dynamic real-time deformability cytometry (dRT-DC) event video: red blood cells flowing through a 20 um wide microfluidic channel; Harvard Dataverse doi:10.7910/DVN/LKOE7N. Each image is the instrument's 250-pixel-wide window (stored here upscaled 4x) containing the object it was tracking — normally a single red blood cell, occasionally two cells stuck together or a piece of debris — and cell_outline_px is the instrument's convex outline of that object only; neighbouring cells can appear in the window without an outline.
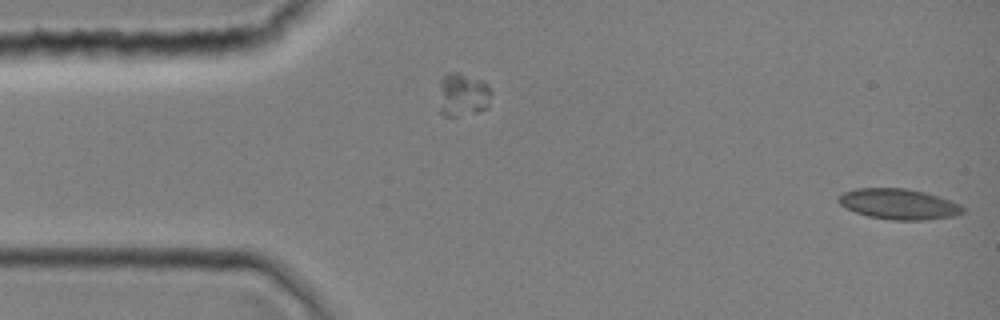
{"species": "common noctule bat (a hibernating species)", "species_latin": "Nyctalus noctula", "temperature_condition": "room temperature", "stored_images_in_passage": 6, "segment_of_instrument_passage": [2, 2], "camera_frame_rate_fps": 3000, "um_per_image_px": 0.085, "animal": {"sex": "female", "body_mass_g": 19.0, "forearm_length_mm": 51.5}, "frame": {"image": 1, "passage_image": 6, "time_ms": 1.667, "image_size_px": [1000, 320], "cell_outline_px": [[964, 212], [952, 216], [924, 220], [892, 220], [868, 216], [856, 212], [840, 204], [836, 200], [836, 196], [840, 192], [856, 188], [904, 188], [924, 192], [960, 204], [964, 208]], "centroid_in_image_um": [76.32, 17.34], "position_along_channel_um": 8.7, "area_um2": 22.08}}